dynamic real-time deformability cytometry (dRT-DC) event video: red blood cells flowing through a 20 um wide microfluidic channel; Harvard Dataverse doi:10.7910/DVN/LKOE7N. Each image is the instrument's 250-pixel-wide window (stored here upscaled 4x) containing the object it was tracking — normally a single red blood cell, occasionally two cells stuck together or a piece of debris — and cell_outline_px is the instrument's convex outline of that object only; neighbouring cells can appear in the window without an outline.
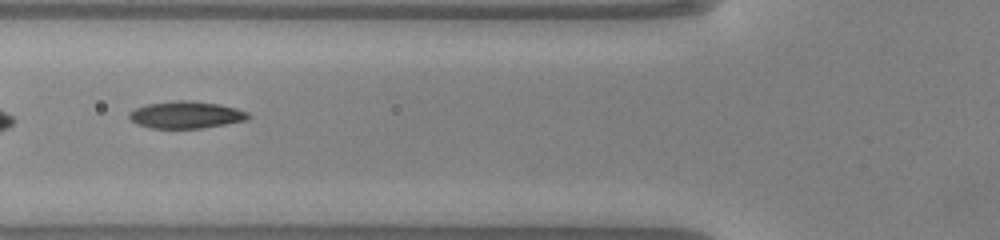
{"species": "common noctule bat (a hibernating species)", "species_latin": "Nyctalus noctula", "temperature_condition": "warm", "stored_images_in_passage": 49, "camera_frame_rate_fps": 3000, "um_per_image_px": 0.085, "animal": {"sex": "male", "body_mass_g": 20.0, "forearm_length_mm": 53.3}, "frame": {"image": 1, "passage_image": 18, "time_ms": 5.667, "image_size_px": [1000, 240], "cell_outline_px": [[248, 116], [244, 120], [224, 124], [200, 128], [152, 128], [140, 124], [132, 120], [128, 116], [136, 108], [148, 104], [176, 100], [188, 100], [220, 104], [236, 108], [248, 112]], "centroid_in_image_um": [15.82, 9.75], "position_along_channel_um": 110.0, "area_um2": 18.32}}
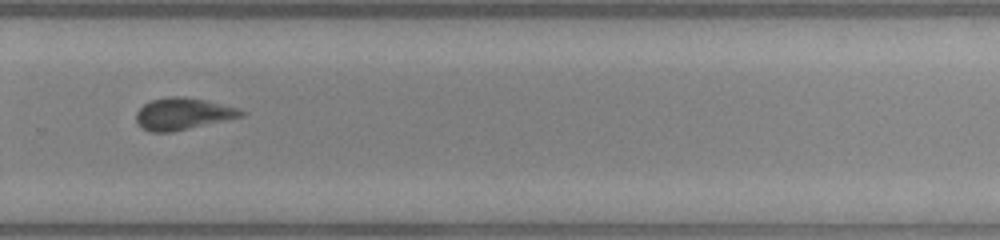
{"frame": {"image": 2, "passage_image": 33, "time_ms": 10.667, "image_size_px": [1000, 240], "cell_outline_px": [[244, 116], [172, 132], [152, 132], [144, 128], [136, 120], [136, 112], [144, 104], [152, 100], [172, 96], [180, 96], [204, 100], [240, 108], [244, 112]], "centroid_in_image_um": [15.56, 9.67], "position_along_channel_um": 314.2, "area_um2": 19.19}}
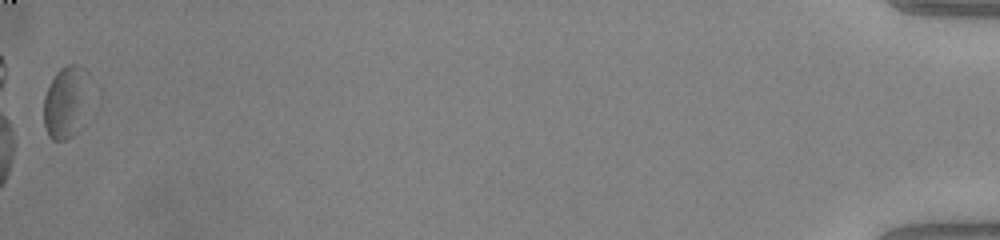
{"frame": {"image": 3, "passage_image": 49, "time_ms": 16.0, "image_size_px": [1000, 240], "cell_outline_px": [[88, 72], [76, 132], [72, 136], [64, 140], [52, 140], [48, 136], [44, 124], [44, 96], [56, 72], [60, 68], [68, 64], [80, 64]], "centroid_in_image_um": [5.49, 8.64], "position_along_channel_um": 429.7, "area_um2": 17.98}, "authors_computed_cell_mechanics": {"area_um2": 18.496, "velocity_mm_per_s": 4.0972, "shape_relaxation_time_tau1_ms": 4.254, "shape_relaxation_time_tau2_ms": 3.1634, "deformation_change_tau1": 0.1547, "deformation_change_tau2": 0.1274}}